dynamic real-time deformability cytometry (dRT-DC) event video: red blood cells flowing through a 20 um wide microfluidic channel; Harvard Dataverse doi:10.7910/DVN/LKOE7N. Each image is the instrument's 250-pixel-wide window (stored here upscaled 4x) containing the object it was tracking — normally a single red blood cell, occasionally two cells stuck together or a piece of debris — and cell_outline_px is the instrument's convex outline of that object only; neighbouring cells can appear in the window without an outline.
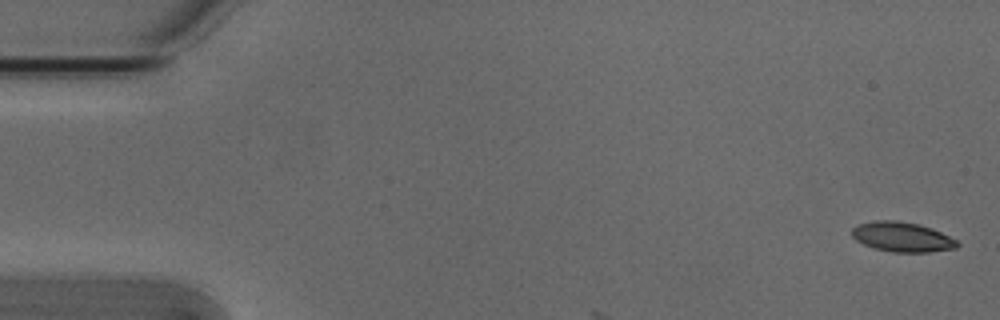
{"species": "Egyptian fruit bat (a non-hibernating species)", "species_latin": "Rousettus aegyptiacus", "temperature_condition": "cold", "stored_images_in_passage": 7, "camera_frame_rate_fps": 3000, "um_per_image_px": 0.085, "animal": {"sex": "male"}, "frame": {"image": 1, "passage_image": 1, "time_ms": 0.0, "image_size_px": [1000, 320], "cell_outline_px": [[960, 244], [956, 248], [928, 252], [892, 252], [876, 248], [864, 244], [856, 240], [852, 236], [852, 228], [860, 224], [876, 220], [896, 220], [920, 224], [932, 228], [956, 240]], "centroid_in_image_um": [76.69, 20.13], "position_along_channel_um": 8.3, "area_um2": 18.15}}